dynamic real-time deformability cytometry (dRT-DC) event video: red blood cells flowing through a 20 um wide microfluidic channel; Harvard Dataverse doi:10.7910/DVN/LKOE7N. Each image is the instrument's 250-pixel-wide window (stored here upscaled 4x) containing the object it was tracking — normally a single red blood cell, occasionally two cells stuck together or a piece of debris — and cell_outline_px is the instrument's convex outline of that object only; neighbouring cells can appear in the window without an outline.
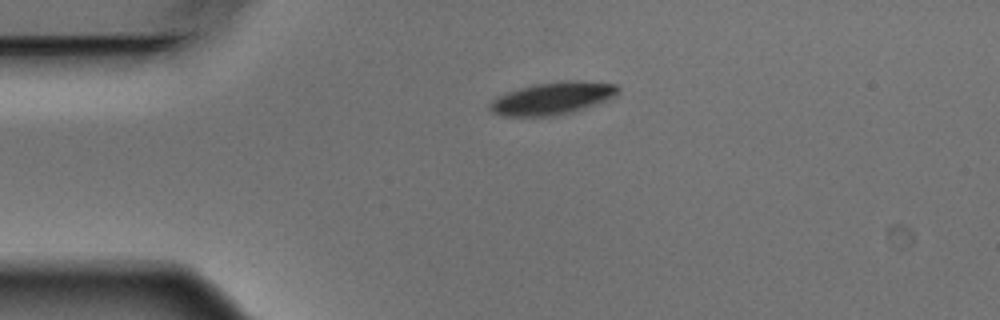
{"species": "Egyptian fruit bat (a non-hibernating species)", "species_latin": "Rousettus aegyptiacus", "temperature_condition": "warm", "stored_images_in_passage": 7, "camera_frame_rate_fps": 3000, "um_per_image_px": 0.085, "animal": {"sex": "male"}, "frame": {"image": 1, "passage_image": 7, "time_ms": 2.0, "image_size_px": [1000, 320], "cell_outline_px": [[620, 92], [616, 96], [572, 112], [556, 116], [504, 116], [492, 112], [488, 108], [488, 104], [496, 96], [520, 88], [536, 84], [568, 80], [580, 80], [616, 84], [620, 88]], "centroid_in_image_um": [46.96, 8.35], "position_along_channel_um": 38.0, "area_um2": 24.22}}